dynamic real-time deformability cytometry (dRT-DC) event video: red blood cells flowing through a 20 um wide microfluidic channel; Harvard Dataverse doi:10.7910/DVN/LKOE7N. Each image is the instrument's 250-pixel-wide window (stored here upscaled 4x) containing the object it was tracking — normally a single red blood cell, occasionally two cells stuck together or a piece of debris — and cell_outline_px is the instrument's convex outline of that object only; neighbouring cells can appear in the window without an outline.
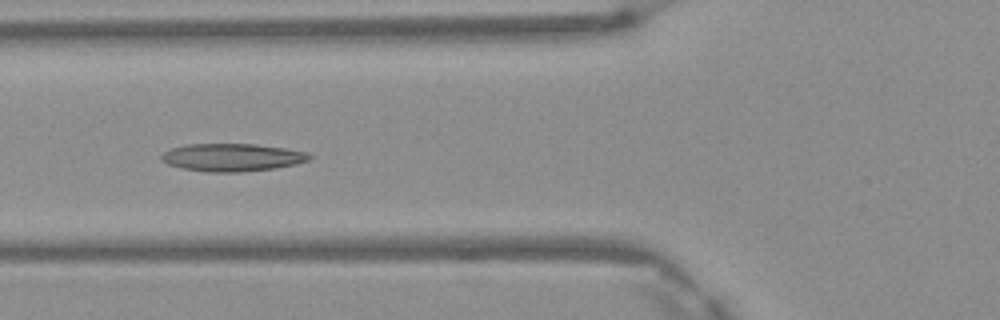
{"species": "Egyptian fruit bat (a non-hibernating species)", "species_latin": "Rousettus aegyptiacus", "temperature_condition": "warm", "stored_images_in_passage": 5, "camera_frame_rate_fps": 3000, "um_per_image_px": 0.085, "frame": {"image": 1, "passage_image": 5, "time_ms": 1.333, "image_size_px": [1000, 320], "cell_outline_px": [[312, 156], [308, 160], [296, 164], [276, 168], [240, 172], [208, 172], [184, 168], [168, 164], [160, 160], [160, 156], [164, 152], [172, 148], [184, 144], [256, 144], [284, 148], [308, 152]], "centroid_in_image_um": [19.73, 13.37], "position_along_channel_um": 106.1, "area_um2": 23.93}}